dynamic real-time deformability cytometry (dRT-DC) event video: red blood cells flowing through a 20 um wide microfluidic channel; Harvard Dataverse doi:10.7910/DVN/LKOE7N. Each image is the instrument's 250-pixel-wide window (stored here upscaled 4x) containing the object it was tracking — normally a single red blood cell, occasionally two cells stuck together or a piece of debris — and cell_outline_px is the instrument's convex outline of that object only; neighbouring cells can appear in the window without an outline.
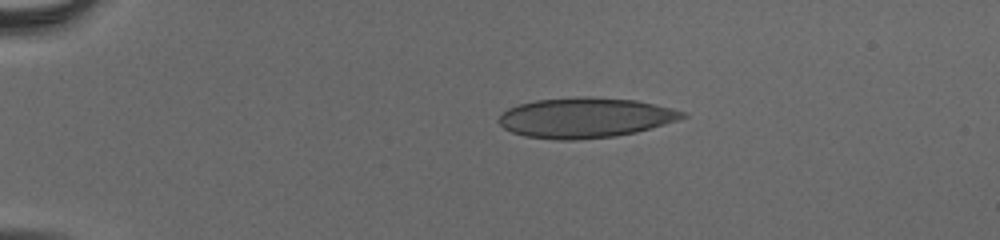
{"species": "human", "species_latin": "Homo sapiens", "temperature_condition": "cold", "stored_images_in_passage": 43, "camera_frame_rate_fps": 3000, "um_per_image_px": 0.085, "donor": {"sex": "male"}, "frame": {"image": 1, "passage_image": 1, "time_ms": 0.0, "image_size_px": [1000, 240], "cell_outline_px": [[688, 116], [664, 124], [636, 132], [616, 136], [572, 140], [556, 140], [524, 136], [512, 132], [504, 128], [500, 124], [500, 116], [508, 108], [520, 104], [536, 100], [584, 96], [588, 96], [636, 100], [656, 104], [688, 112]], "centroid_in_image_um": [49.77, 10.0], "position_along_channel_um": 35.2, "area_um2": 42.89}}
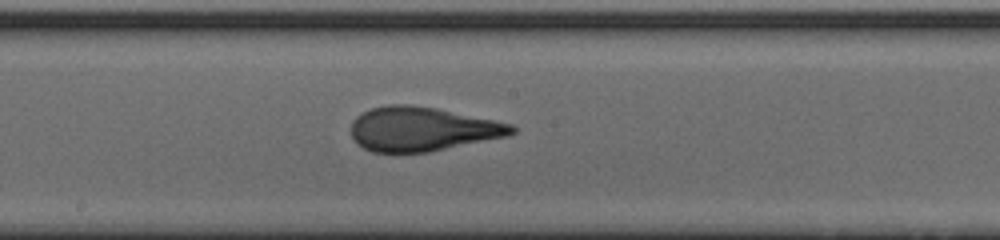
{"frame": {"image": 2, "passage_image": 20, "time_ms": 6.333, "image_size_px": [1000, 240], "cell_outline_px": [[516, 132], [508, 136], [428, 152], [372, 152], [356, 144], [352, 136], [352, 120], [356, 116], [372, 108], [388, 104], [408, 104], [436, 108], [496, 120], [512, 124], [516, 128]], "centroid_in_image_um": [35.89, 10.96], "position_along_channel_um": 212.3, "area_um2": 41.38}}
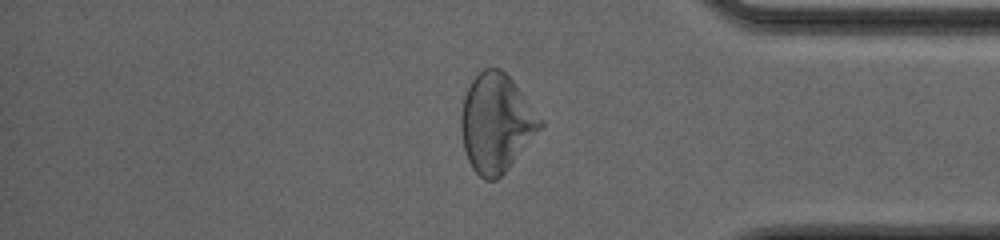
{"frame": {"image": 3, "passage_image": 35, "time_ms": 11.333, "image_size_px": [1000, 240], "cell_outline_px": [[544, 124], [508, 168], [496, 180], [484, 180], [472, 168], [468, 160], [464, 148], [460, 132], [460, 116], [464, 96], [472, 80], [484, 68], [500, 68], [512, 80], [544, 120]], "centroid_in_image_um": [42.16, 10.45], "position_along_channel_um": 393.0, "area_um2": 45.03}, "authors_computed_cell_mechanics": {"area_um2": 42.3674, "velocity_mm_per_s": 3.8857, "shape_relaxation_time_tau1_ms": 7.2042, "shape_relaxation_time_tau2_ms": 0.8008, "deformation_change_tau1": 0.2431, "deformation_change_tau2": 0.0816}}